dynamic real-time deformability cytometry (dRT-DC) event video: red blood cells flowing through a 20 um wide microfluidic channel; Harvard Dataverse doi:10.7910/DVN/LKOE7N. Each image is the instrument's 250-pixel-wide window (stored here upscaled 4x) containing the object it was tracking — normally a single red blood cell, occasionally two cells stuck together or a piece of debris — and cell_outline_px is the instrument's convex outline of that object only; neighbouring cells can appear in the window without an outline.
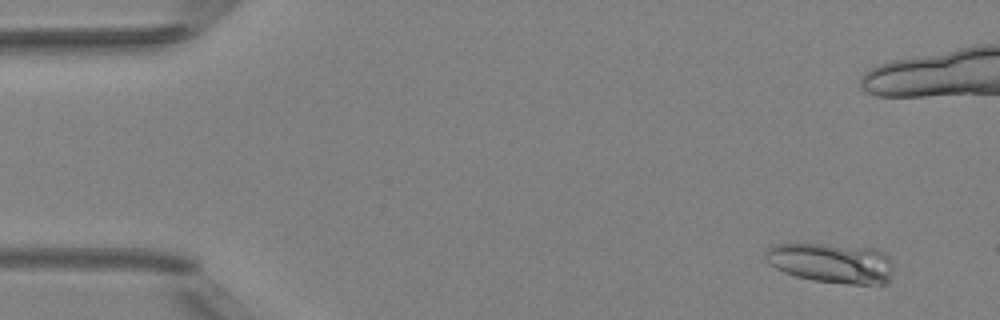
{"species": "Egyptian fruit bat (a non-hibernating species)", "species_latin": "Rousettus aegyptiacus", "temperature_condition": "room temperature", "stored_images_in_passage": 5, "camera_frame_rate_fps": 3000, "um_per_image_px": 0.085, "animal": {"sex": "female"}, "frame": {"image": 1, "passage_image": 1, "time_ms": 0.0, "image_size_px": [1000, 320], "cell_outline_px": [[892, 268], [888, 280], [884, 284], [848, 284], [812, 280], [796, 276], [784, 272], [768, 264], [764, 260], [764, 252], [768, 248], [776, 244], [824, 244], [876, 248], [884, 252], [892, 260]], "centroid_in_image_um": [70.67, 22.35], "position_along_channel_um": 14.3, "area_um2": 30.0}}